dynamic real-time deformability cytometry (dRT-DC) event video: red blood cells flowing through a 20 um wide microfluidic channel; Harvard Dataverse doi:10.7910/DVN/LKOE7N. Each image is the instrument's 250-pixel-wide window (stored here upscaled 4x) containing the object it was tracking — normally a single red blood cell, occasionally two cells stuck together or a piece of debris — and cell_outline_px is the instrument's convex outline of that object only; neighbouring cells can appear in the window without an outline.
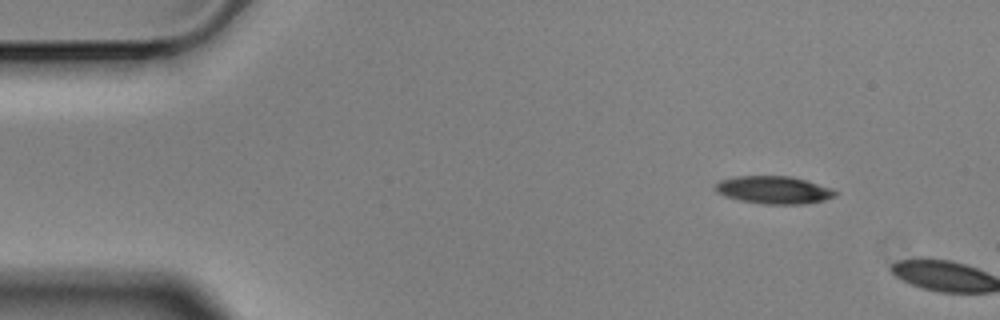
{"species": "Egyptian fruit bat (a non-hibernating species)", "species_latin": "Rousettus aegyptiacus", "temperature_condition": "cold", "stored_images_in_passage": 3, "camera_frame_rate_fps": 3000, "um_per_image_px": 0.085, "animal": {"sex": "male"}, "frame": {"image": 1, "passage_image": 1, "time_ms": 0.0, "image_size_px": [1000, 320], "cell_outline_px": [[836, 196], [824, 200], [800, 204], [768, 204], [740, 200], [716, 192], [716, 184], [720, 180], [736, 176], [792, 176], [808, 180], [832, 188], [836, 192]], "centroid_in_image_um": [65.81, 16.13], "position_along_channel_um": 19.2, "area_um2": 19.19}}